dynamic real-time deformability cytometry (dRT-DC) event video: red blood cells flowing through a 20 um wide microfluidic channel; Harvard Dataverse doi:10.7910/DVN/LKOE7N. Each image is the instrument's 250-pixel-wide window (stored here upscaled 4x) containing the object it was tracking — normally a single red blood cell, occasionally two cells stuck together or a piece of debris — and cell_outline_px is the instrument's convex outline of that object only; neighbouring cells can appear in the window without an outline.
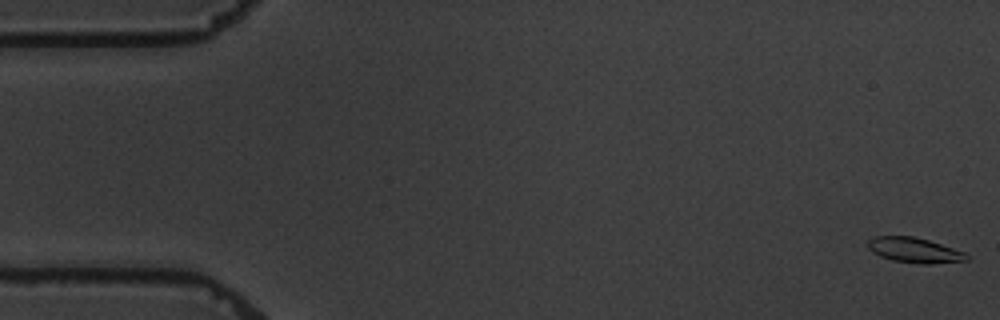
{"species": "common noctule bat (a hibernating species)", "species_latin": "Nyctalus noctula", "temperature_condition": "warm", "stored_images_in_passage": 6, "camera_frame_rate_fps": 3000, "um_per_image_px": 0.085, "animal": {"sex": "male", "body_mass_g": 19.5, "forearm_length_mm": 54.6}, "frame": {"image": 1, "passage_image": 1, "time_ms": 0.0, "image_size_px": [1000, 320], "cell_outline_px": [[968, 260], [928, 264], [920, 264], [892, 260], [880, 256], [872, 252], [868, 248], [868, 240], [876, 236], [912, 236], [928, 240], [964, 252], [968, 256]], "centroid_in_image_um": [77.69, 21.27], "position_along_channel_um": 7.3, "area_um2": 14.28}}
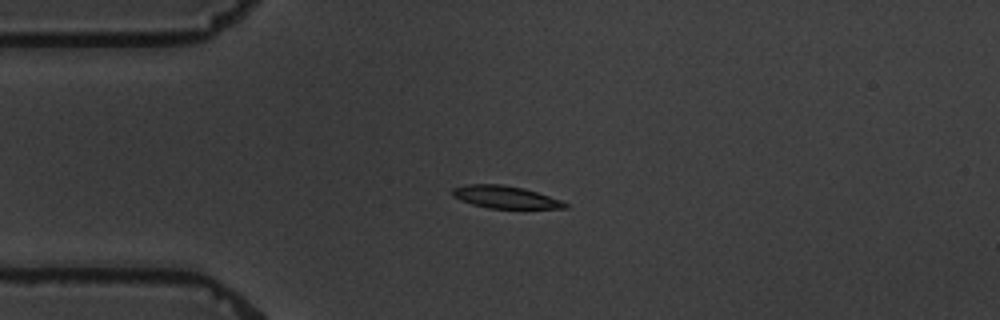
{"frame": {"image": 2, "passage_image": 5, "time_ms": 4.333, "image_size_px": [1000, 320], "cell_outline_px": [[568, 208], [488, 208], [472, 204], [460, 200], [452, 196], [452, 188], [464, 184], [500, 184], [524, 188], [560, 200], [568, 204]], "centroid_in_image_um": [42.89, 16.74], "position_along_channel_um": 42.1, "area_um2": 14.62}}